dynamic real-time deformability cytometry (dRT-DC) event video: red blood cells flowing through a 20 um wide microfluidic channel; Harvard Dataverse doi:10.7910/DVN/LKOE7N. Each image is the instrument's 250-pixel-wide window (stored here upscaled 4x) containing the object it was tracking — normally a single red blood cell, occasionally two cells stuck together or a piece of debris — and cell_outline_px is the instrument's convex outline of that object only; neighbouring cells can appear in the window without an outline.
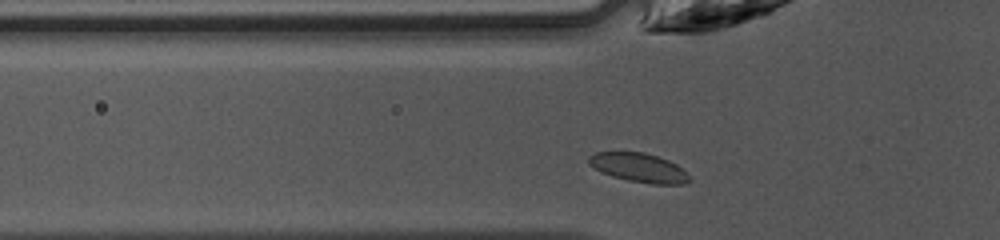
{"species": "common noctule bat (a hibernating species)", "species_latin": "Nyctalus noctula", "temperature_condition": "warm", "stored_images_in_passage": 26, "camera_frame_rate_fps": 3000, "um_per_image_px": 0.085, "animal": {"sex": "female", "body_mass_g": 10.0, "forearm_length_mm": 53.1}, "frame": {"image": 1, "passage_image": 2, "time_ms": 0.333, "image_size_px": [1000, 240], "cell_outline_px": [[692, 180], [684, 184], [652, 184], [628, 180], [612, 176], [600, 172], [588, 164], [588, 156], [596, 152], [644, 152], [668, 160], [676, 164]], "centroid_in_image_um": [54.27, 14.25], "position_along_channel_um": 71.5, "area_um2": 16.94}}
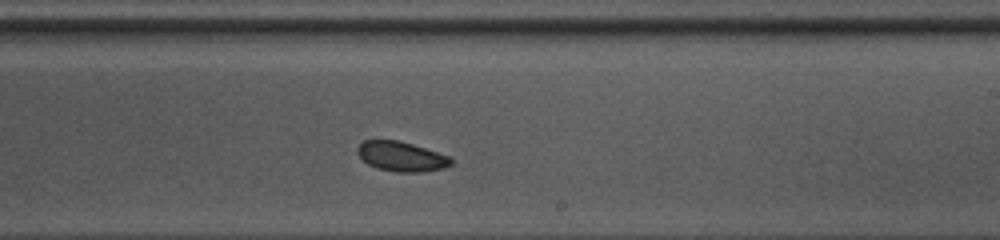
{"frame": {"image": 2, "passage_image": 15, "time_ms": 4.667, "image_size_px": [1000, 240], "cell_outline_px": [[452, 164], [444, 168], [424, 172], [396, 172], [376, 168], [368, 164], [356, 152], [356, 148], [364, 140], [400, 140], [452, 156]], "centroid_in_image_um": [34.15, 13.3], "position_along_channel_um": 254.9, "area_um2": 16.47}}
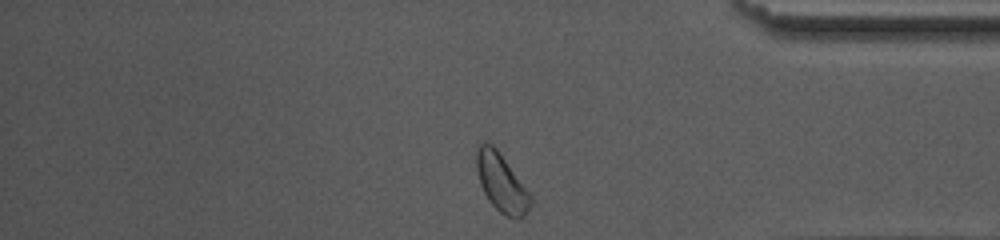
{"frame": {"image": 3, "passage_image": 26, "time_ms": 8.333, "image_size_px": [1000, 240], "cell_outline_px": [[532, 204], [528, 212], [520, 220], [516, 220], [500, 212], [488, 200], [480, 184], [476, 168], [476, 148], [480, 144], [492, 144], [496, 148], [532, 196]], "centroid_in_image_um": [42.64, 15.58], "position_along_channel_um": 392.6, "area_um2": 18.21}}